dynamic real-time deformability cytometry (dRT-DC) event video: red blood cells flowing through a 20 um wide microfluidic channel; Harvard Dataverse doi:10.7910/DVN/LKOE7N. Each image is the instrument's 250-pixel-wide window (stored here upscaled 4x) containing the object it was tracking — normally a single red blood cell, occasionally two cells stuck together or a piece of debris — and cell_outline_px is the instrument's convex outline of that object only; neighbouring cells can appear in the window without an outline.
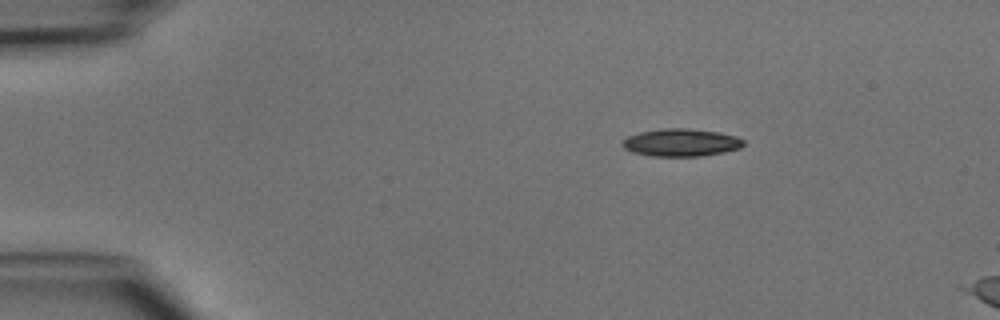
{"species": "common noctule bat (a hibernating species)", "species_latin": "Nyctalus noctula", "temperature_condition": "cold", "stored_images_in_passage": 3, "camera_frame_rate_fps": 3000, "um_per_image_px": 0.085, "animal": {"sex": "male", "body_mass_g": 15.6}, "frame": {"image": 1, "passage_image": 1, "time_ms": 0.0, "image_size_px": [1000, 320], "cell_outline_px": [[744, 144], [740, 148], [724, 152], [700, 156], [648, 156], [632, 152], [624, 148], [620, 144], [628, 136], [640, 132], [664, 128], [688, 128], [716, 132], [736, 136], [744, 140]], "centroid_in_image_um": [57.87, 12.12], "position_along_channel_um": 27.1, "area_um2": 19.48}}